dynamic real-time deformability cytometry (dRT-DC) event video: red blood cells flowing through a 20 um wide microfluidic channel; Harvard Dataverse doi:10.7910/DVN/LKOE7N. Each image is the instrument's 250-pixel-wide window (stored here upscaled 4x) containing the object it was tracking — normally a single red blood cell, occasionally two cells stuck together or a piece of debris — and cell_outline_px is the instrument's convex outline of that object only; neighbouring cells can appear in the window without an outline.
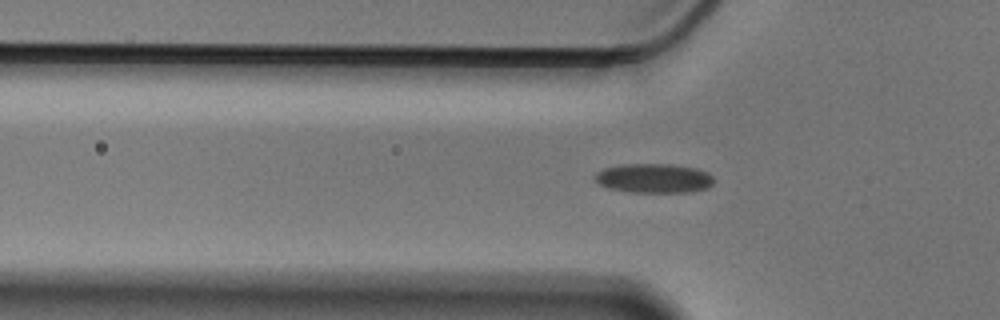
{"species": "Egyptian fruit bat (a non-hibernating species)", "species_latin": "Rousettus aegyptiacus", "temperature_condition": "cold", "stored_images_in_passage": 44, "camera_frame_rate_fps": 3000, "um_per_image_px": 0.085, "animal": {"sex": "male"}, "frame": {"image": 1, "passage_image": 13, "time_ms": 4.0, "image_size_px": [1000, 320], "cell_outline_px": [[716, 180], [708, 188], [692, 192], [628, 192], [608, 188], [600, 184], [592, 176], [596, 172], [604, 168], [620, 164], [672, 164], [696, 168], [708, 172]], "centroid_in_image_um": [55.59, 15.15], "position_along_channel_um": 70.2, "area_um2": 20.63}}
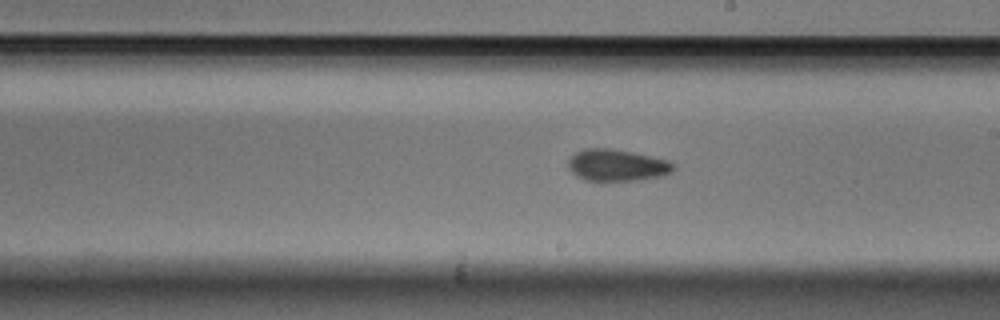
{"frame": {"image": 2, "passage_image": 27, "time_ms": 8.667, "image_size_px": [1000, 320], "cell_outline_px": [[676, 168], [672, 172], [664, 176], [636, 180], [584, 180], [576, 176], [568, 168], [568, 160], [576, 152], [584, 148], [612, 148], [652, 156], [668, 160], [676, 164]], "centroid_in_image_um": [52.47, 14.03], "position_along_channel_um": 236.5, "area_um2": 19.65}}
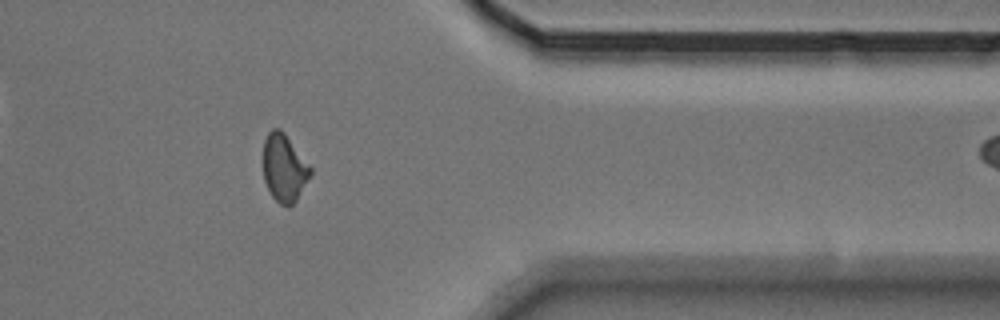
{"frame": {"image": 3, "passage_image": 41, "time_ms": 13.333, "image_size_px": [1000, 320], "cell_outline_px": [[312, 176], [296, 200], [288, 208], [280, 204], [272, 196], [264, 180], [264, 140], [268, 132], [272, 128], [280, 128], [284, 132], [312, 168]], "centroid_in_image_um": [24.18, 14.28], "position_along_channel_um": 387.2, "area_um2": 18.67}}